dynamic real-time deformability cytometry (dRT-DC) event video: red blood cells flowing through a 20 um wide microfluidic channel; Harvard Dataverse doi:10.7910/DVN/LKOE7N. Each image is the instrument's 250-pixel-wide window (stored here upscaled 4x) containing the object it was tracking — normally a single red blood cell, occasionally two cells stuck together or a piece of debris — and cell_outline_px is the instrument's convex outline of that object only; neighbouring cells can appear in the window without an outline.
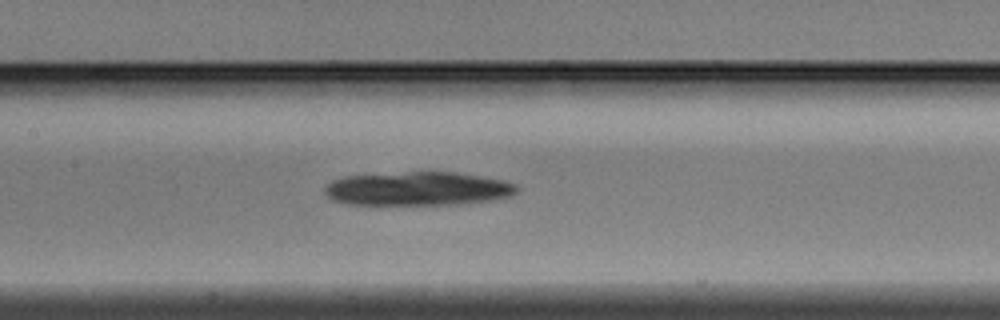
{"species": "Egyptian fruit bat (a non-hibernating species)", "species_latin": "Rousettus aegyptiacus", "temperature_condition": "warm", "stored_images_in_passage": 30, "camera_frame_rate_fps": 3000, "um_per_image_px": 0.085, "animal": {"sex": "male"}, "frame": {"image": 1, "passage_image": 10, "time_ms": 3.0, "image_size_px": [1000, 320], "cell_outline_px": [[520, 188], [516, 192], [508, 196], [492, 200], [464, 204], [348, 204], [332, 200], [324, 192], [324, 188], [332, 180], [344, 176], [408, 172], [456, 172], [504, 180], [516, 184]], "centroid_in_image_um": [35.53, 16.04], "position_along_channel_um": 171.9, "area_um2": 37.74}}
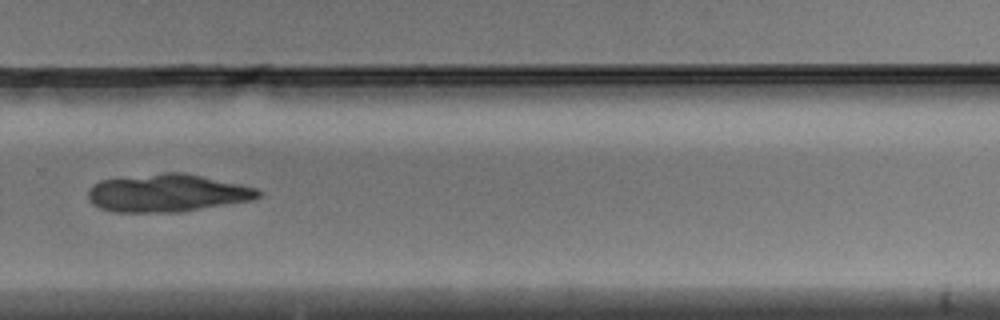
{"frame": {"image": 2, "passage_image": 20, "time_ms": 6.333, "image_size_px": [1000, 320], "cell_outline_px": [[264, 192], [256, 200], [176, 212], [116, 212], [100, 208], [92, 204], [88, 196], [88, 192], [92, 184], [100, 180], [164, 172], [184, 172], [240, 184], [256, 188]], "centroid_in_image_um": [14.24, 16.4], "position_along_channel_um": 315.6, "area_um2": 37.57}}
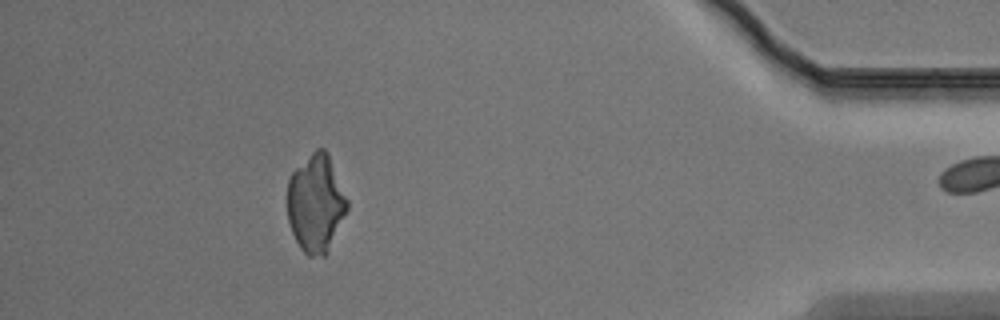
{"frame": {"image": 3, "passage_image": 30, "time_ms": 9.667, "image_size_px": [1000, 320], "cell_outline_px": [[348, 208], [328, 252], [324, 256], [308, 256], [300, 248], [292, 232], [288, 220], [288, 180], [292, 172], [316, 148], [324, 148], [328, 152], [348, 200]], "centroid_in_image_um": [26.85, 17.29], "position_along_channel_um": 408.3, "area_um2": 33.99}}